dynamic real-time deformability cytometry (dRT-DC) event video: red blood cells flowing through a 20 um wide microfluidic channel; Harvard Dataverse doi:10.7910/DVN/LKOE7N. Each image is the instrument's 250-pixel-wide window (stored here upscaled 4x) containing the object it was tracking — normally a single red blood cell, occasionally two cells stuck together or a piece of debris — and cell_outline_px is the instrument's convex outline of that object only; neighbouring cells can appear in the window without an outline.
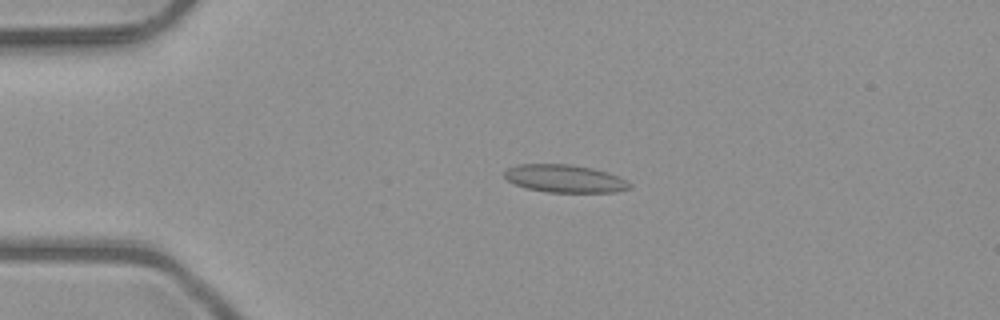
{"species": "common noctule bat (a hibernating species)", "species_latin": "Nyctalus noctula", "temperature_condition": "room temperature", "stored_images_in_passage": 51, "camera_frame_rate_fps": 3000, "um_per_image_px": 0.085, "animal": {"sex": "male", "body_mass_g": 23.1, "forearm_length_mm": 52.7}, "frame": {"image": 1, "passage_image": 12, "time_ms": 3.667, "image_size_px": [1000, 320], "cell_outline_px": [[632, 184], [628, 188], [616, 192], [548, 192], [528, 188], [516, 184], [508, 180], [504, 176], [504, 172], [508, 168], [516, 164], [572, 164], [592, 168], [608, 172], [620, 176]], "centroid_in_image_um": [48.02, 15.17], "position_along_channel_um": 37.0, "area_um2": 20.23}}
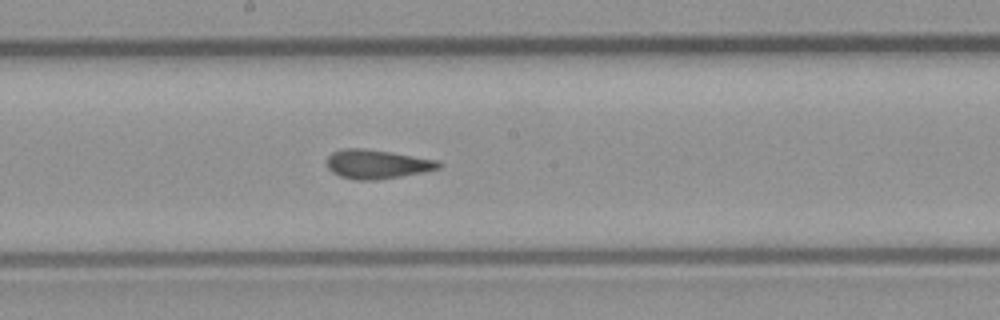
{"frame": {"image": 2, "passage_image": 28, "time_ms": 9.0, "image_size_px": [1000, 320], "cell_outline_px": [[444, 164], [440, 168], [424, 172], [380, 180], [356, 180], [340, 176], [332, 172], [328, 168], [328, 156], [332, 152], [340, 148], [364, 148], [440, 160]], "centroid_in_image_um": [32.08, 13.95], "position_along_channel_um": 216.1, "area_um2": 19.13}}
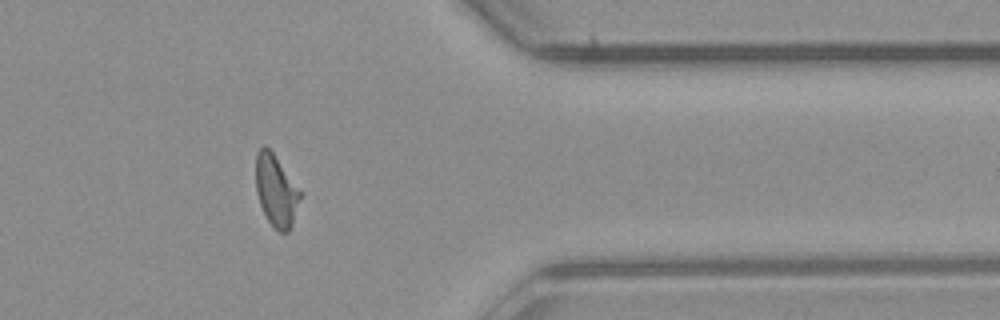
{"frame": {"image": 3, "passage_image": 42, "time_ms": 13.667, "image_size_px": [1000, 320], "cell_outline_px": [[300, 196], [292, 224], [288, 232], [280, 232], [268, 220], [260, 204], [256, 192], [256, 152], [264, 144], [272, 152], [300, 192]], "centroid_in_image_um": [23.42, 16.19], "position_along_channel_um": 388.0, "area_um2": 17.8}, "authors_computed_cell_mechanics": {"area_um2": 18.9006, "velocity_mm_per_s": 4.058, "shape_relaxation_time_tau1_ms": null, "shape_relaxation_time_tau2_ms": 1.2567, "deformation_change_tau1": null, "deformation_change_tau2": 0.0909}}